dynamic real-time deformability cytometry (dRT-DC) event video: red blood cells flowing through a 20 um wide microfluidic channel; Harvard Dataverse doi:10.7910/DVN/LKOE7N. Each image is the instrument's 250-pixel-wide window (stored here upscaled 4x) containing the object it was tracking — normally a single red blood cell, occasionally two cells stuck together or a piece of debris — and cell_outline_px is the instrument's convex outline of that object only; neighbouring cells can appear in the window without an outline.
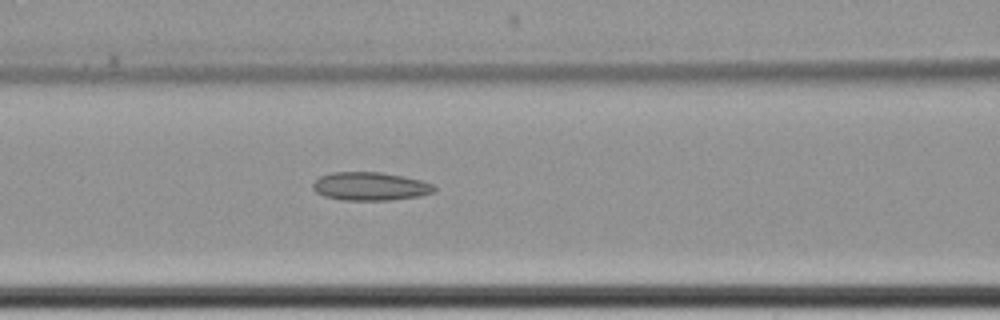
{"species": "common noctule bat (a hibernating species)", "species_latin": "Nyctalus noctula", "temperature_condition": "cold", "stored_images_in_passage": 8, "camera_frame_rate_fps": 3000, "um_per_image_px": 0.085, "animal": {"sex": "female", "body_mass_g": 22.7, "forearm_length_mm": 54.2}, "frame": {"image": 1, "passage_image": 8, "time_ms": 9.333, "image_size_px": [1000, 320], "cell_outline_px": [[436, 188], [432, 192], [420, 196], [388, 200], [340, 200], [324, 196], [316, 192], [312, 188], [312, 184], [320, 176], [332, 172], [380, 172], [404, 176], [420, 180], [432, 184]], "centroid_in_image_um": [31.44, 15.83], "position_along_channel_um": 135.2, "area_um2": 20.0}}